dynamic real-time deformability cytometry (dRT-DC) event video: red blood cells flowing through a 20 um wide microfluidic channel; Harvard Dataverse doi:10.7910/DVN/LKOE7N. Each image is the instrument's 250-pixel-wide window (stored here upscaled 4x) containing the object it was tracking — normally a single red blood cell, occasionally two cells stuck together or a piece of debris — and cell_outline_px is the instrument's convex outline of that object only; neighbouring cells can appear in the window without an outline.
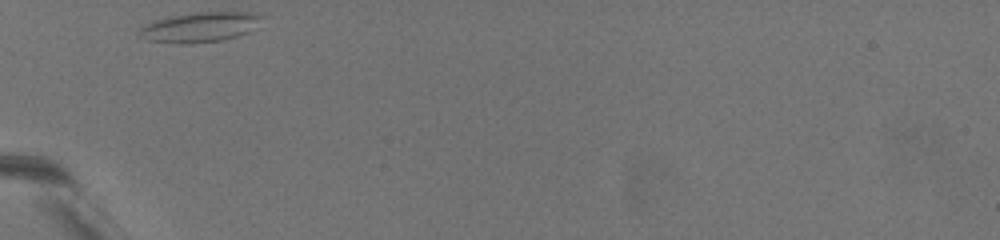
{"species": "common noctule bat (a hibernating species)", "species_latin": "Nyctalus noctula", "temperature_condition": "warm", "stored_images_in_passage": 2, "camera_frame_rate_fps": 3000, "um_per_image_px": 0.085, "animal": {"sex": "female", "body_mass_g": 19.5, "forearm_length_mm": 54.1}, "frame": {"image": 1, "passage_image": 1, "time_ms": 0.0, "image_size_px": [1000, 240], "cell_outline_px": [[264, 16], [260, 28], [236, 36], [220, 40], [184, 44], [176, 44], [148, 40], [136, 36], [136, 32], [144, 24], [152, 20], [188, 12], [252, 12]], "centroid_in_image_um": [16.98, 2.29], "position_along_channel_um": 68.0, "area_um2": 22.02}}